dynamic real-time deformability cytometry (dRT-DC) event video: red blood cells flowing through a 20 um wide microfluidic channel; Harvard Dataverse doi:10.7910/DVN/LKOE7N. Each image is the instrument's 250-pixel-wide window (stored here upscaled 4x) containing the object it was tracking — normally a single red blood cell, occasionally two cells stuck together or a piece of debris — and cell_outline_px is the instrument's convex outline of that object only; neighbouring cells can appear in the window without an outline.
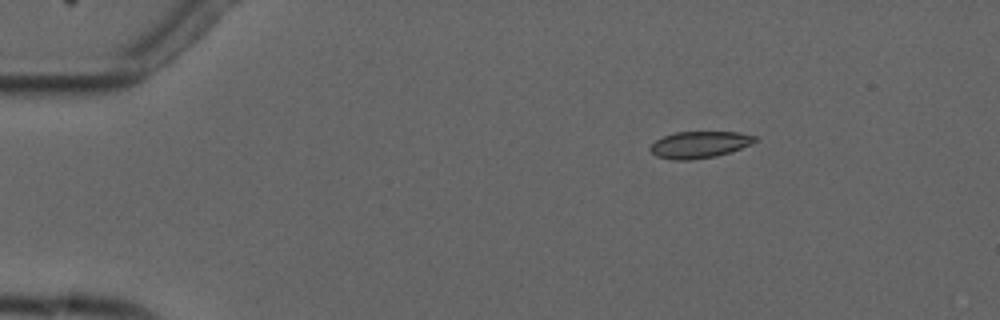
{"species": "common noctule bat (a hibernating species)", "species_latin": "Nyctalus noctula", "temperature_condition": "cold", "stored_images_in_passage": 6, "camera_frame_rate_fps": 3000, "um_per_image_px": 0.085, "animal": {"sex": "male", "forearm_length_mm": 52.5}, "frame": {"image": 1, "passage_image": 3, "time_ms": 2.333, "image_size_px": [1000, 320], "cell_outline_px": [[756, 140], [740, 148], [716, 156], [688, 160], [672, 160], [656, 156], [648, 148], [656, 140], [664, 136], [676, 132], [740, 132], [756, 136]], "centroid_in_image_um": [59.41, 12.29], "position_along_channel_um": 25.6, "area_um2": 16.07}}